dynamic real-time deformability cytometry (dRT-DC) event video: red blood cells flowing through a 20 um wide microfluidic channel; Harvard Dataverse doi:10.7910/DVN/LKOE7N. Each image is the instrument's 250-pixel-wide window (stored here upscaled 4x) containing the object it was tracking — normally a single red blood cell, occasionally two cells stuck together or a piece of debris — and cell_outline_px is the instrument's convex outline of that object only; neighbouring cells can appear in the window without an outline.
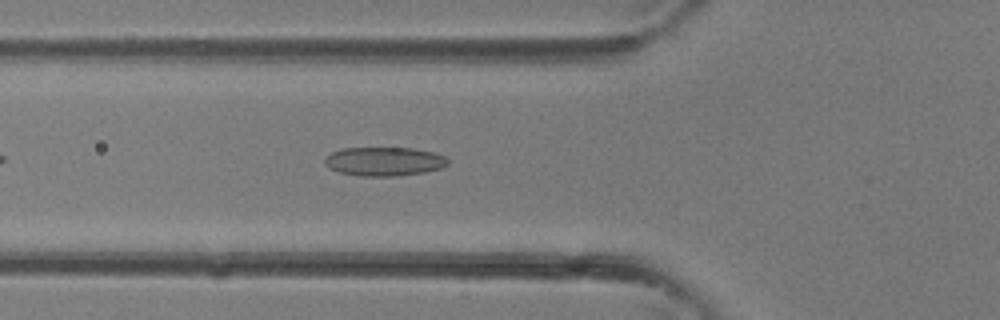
{"species": "common noctule bat (a hibernating species)", "species_latin": "Nyctalus noctula", "temperature_condition": "room temperature", "stored_images_in_passage": 28, "camera_frame_rate_fps": 3000, "um_per_image_px": 0.085, "animal": {"sex": "female"}, "frame": {"image": 1, "passage_image": 5, "time_ms": 1.333, "image_size_px": [1000, 320], "cell_outline_px": [[448, 164], [440, 168], [424, 172], [396, 176], [360, 176], [340, 172], [328, 168], [324, 164], [324, 160], [332, 152], [340, 148], [412, 148], [432, 152], [444, 156], [448, 160]], "centroid_in_image_um": [32.63, 13.72], "position_along_channel_um": 93.2, "area_um2": 20.63}}
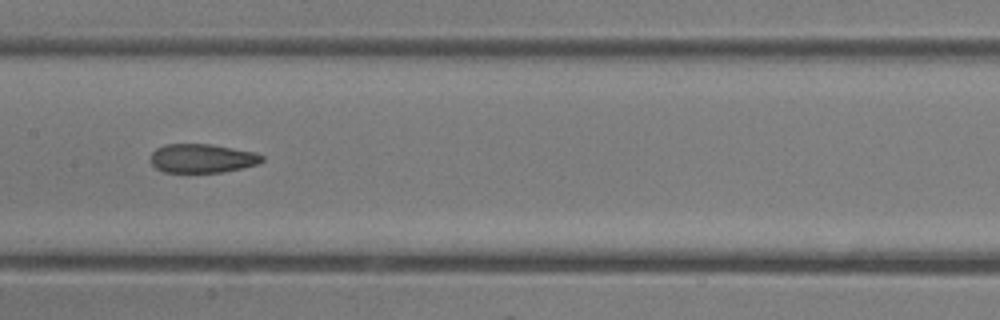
{"frame": {"image": 2, "passage_image": 10, "time_ms": 3.0, "image_size_px": [1000, 320], "cell_outline_px": [[264, 160], [256, 164], [240, 168], [220, 172], [164, 172], [156, 168], [148, 160], [152, 152], [156, 148], [164, 144], [212, 144], [256, 152], [264, 156]], "centroid_in_image_um": [17.15, 13.44], "position_along_channel_um": 190.3, "area_um2": 18.84}}
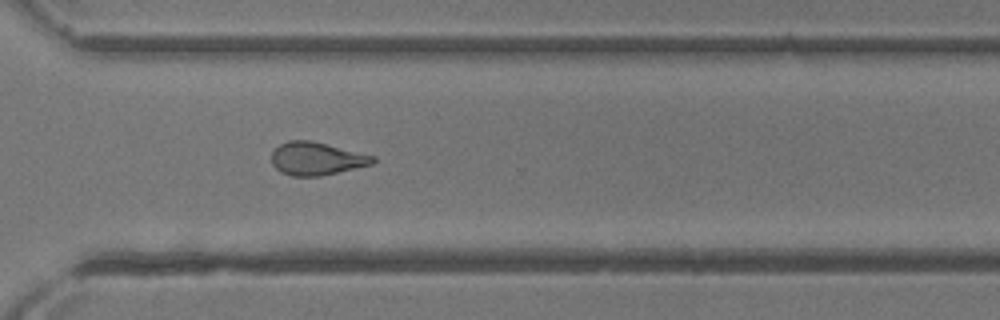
{"frame": {"image": 3, "passage_image": 18, "time_ms": 5.667, "image_size_px": [1000, 320], "cell_outline_px": [[376, 160], [372, 164], [320, 176], [292, 176], [280, 172], [272, 164], [272, 152], [280, 144], [288, 140], [312, 140], [376, 156]], "centroid_in_image_um": [26.9, 13.47], "position_along_channel_um": 343.7, "area_um2": 19.48}}